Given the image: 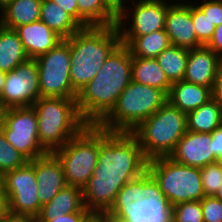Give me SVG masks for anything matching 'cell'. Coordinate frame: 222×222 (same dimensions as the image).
<instances>
[{
  "mask_svg": "<svg viewBox=\"0 0 222 222\" xmlns=\"http://www.w3.org/2000/svg\"><path fill=\"white\" fill-rule=\"evenodd\" d=\"M3 26L4 25H3L2 18H1V15H0V30L2 29Z\"/></svg>",
  "mask_w": 222,
  "mask_h": 222,
  "instance_id": "cell-51",
  "label": "cell"
},
{
  "mask_svg": "<svg viewBox=\"0 0 222 222\" xmlns=\"http://www.w3.org/2000/svg\"><path fill=\"white\" fill-rule=\"evenodd\" d=\"M29 59H37L54 48L63 39L41 20L14 29Z\"/></svg>",
  "mask_w": 222,
  "mask_h": 222,
  "instance_id": "cell-18",
  "label": "cell"
},
{
  "mask_svg": "<svg viewBox=\"0 0 222 222\" xmlns=\"http://www.w3.org/2000/svg\"><path fill=\"white\" fill-rule=\"evenodd\" d=\"M132 81L163 90L167 95L172 85L156 58L132 57Z\"/></svg>",
  "mask_w": 222,
  "mask_h": 222,
  "instance_id": "cell-23",
  "label": "cell"
},
{
  "mask_svg": "<svg viewBox=\"0 0 222 222\" xmlns=\"http://www.w3.org/2000/svg\"><path fill=\"white\" fill-rule=\"evenodd\" d=\"M222 125V107L214 99L187 114V130L199 133H212Z\"/></svg>",
  "mask_w": 222,
  "mask_h": 222,
  "instance_id": "cell-29",
  "label": "cell"
},
{
  "mask_svg": "<svg viewBox=\"0 0 222 222\" xmlns=\"http://www.w3.org/2000/svg\"><path fill=\"white\" fill-rule=\"evenodd\" d=\"M0 222H37V218L30 215L14 214L7 212Z\"/></svg>",
  "mask_w": 222,
  "mask_h": 222,
  "instance_id": "cell-42",
  "label": "cell"
},
{
  "mask_svg": "<svg viewBox=\"0 0 222 222\" xmlns=\"http://www.w3.org/2000/svg\"><path fill=\"white\" fill-rule=\"evenodd\" d=\"M41 97L38 65L28 59L6 73L2 101L6 108L30 107Z\"/></svg>",
  "mask_w": 222,
  "mask_h": 222,
  "instance_id": "cell-13",
  "label": "cell"
},
{
  "mask_svg": "<svg viewBox=\"0 0 222 222\" xmlns=\"http://www.w3.org/2000/svg\"><path fill=\"white\" fill-rule=\"evenodd\" d=\"M190 13L197 40L205 46L212 38L216 27L209 19L208 15H205L194 2L192 3V1H190Z\"/></svg>",
  "mask_w": 222,
  "mask_h": 222,
  "instance_id": "cell-32",
  "label": "cell"
},
{
  "mask_svg": "<svg viewBox=\"0 0 222 222\" xmlns=\"http://www.w3.org/2000/svg\"><path fill=\"white\" fill-rule=\"evenodd\" d=\"M105 2L118 14L129 0H105Z\"/></svg>",
  "mask_w": 222,
  "mask_h": 222,
  "instance_id": "cell-43",
  "label": "cell"
},
{
  "mask_svg": "<svg viewBox=\"0 0 222 222\" xmlns=\"http://www.w3.org/2000/svg\"><path fill=\"white\" fill-rule=\"evenodd\" d=\"M166 102L163 90L131 81L98 126L109 132L130 133Z\"/></svg>",
  "mask_w": 222,
  "mask_h": 222,
  "instance_id": "cell-6",
  "label": "cell"
},
{
  "mask_svg": "<svg viewBox=\"0 0 222 222\" xmlns=\"http://www.w3.org/2000/svg\"><path fill=\"white\" fill-rule=\"evenodd\" d=\"M38 137L47 153H54L88 124L82 119L76 98L40 97L33 105Z\"/></svg>",
  "mask_w": 222,
  "mask_h": 222,
  "instance_id": "cell-4",
  "label": "cell"
},
{
  "mask_svg": "<svg viewBox=\"0 0 222 222\" xmlns=\"http://www.w3.org/2000/svg\"><path fill=\"white\" fill-rule=\"evenodd\" d=\"M187 132V114L168 101L130 132L147 160L169 157Z\"/></svg>",
  "mask_w": 222,
  "mask_h": 222,
  "instance_id": "cell-5",
  "label": "cell"
},
{
  "mask_svg": "<svg viewBox=\"0 0 222 222\" xmlns=\"http://www.w3.org/2000/svg\"><path fill=\"white\" fill-rule=\"evenodd\" d=\"M0 130L6 140L29 161L47 154L39 142L37 115L33 106L7 108Z\"/></svg>",
  "mask_w": 222,
  "mask_h": 222,
  "instance_id": "cell-10",
  "label": "cell"
},
{
  "mask_svg": "<svg viewBox=\"0 0 222 222\" xmlns=\"http://www.w3.org/2000/svg\"><path fill=\"white\" fill-rule=\"evenodd\" d=\"M147 171L153 179V191L171 207L205 196L200 168L176 163L170 157H157L147 161Z\"/></svg>",
  "mask_w": 222,
  "mask_h": 222,
  "instance_id": "cell-7",
  "label": "cell"
},
{
  "mask_svg": "<svg viewBox=\"0 0 222 222\" xmlns=\"http://www.w3.org/2000/svg\"><path fill=\"white\" fill-rule=\"evenodd\" d=\"M222 57L206 46L189 49L184 81L210 87L215 85Z\"/></svg>",
  "mask_w": 222,
  "mask_h": 222,
  "instance_id": "cell-17",
  "label": "cell"
},
{
  "mask_svg": "<svg viewBox=\"0 0 222 222\" xmlns=\"http://www.w3.org/2000/svg\"><path fill=\"white\" fill-rule=\"evenodd\" d=\"M34 165L41 205L48 203L67 184L61 161L54 153L30 160Z\"/></svg>",
  "mask_w": 222,
  "mask_h": 222,
  "instance_id": "cell-16",
  "label": "cell"
},
{
  "mask_svg": "<svg viewBox=\"0 0 222 222\" xmlns=\"http://www.w3.org/2000/svg\"><path fill=\"white\" fill-rule=\"evenodd\" d=\"M7 212H8L7 198L4 195L3 190L0 189V220L4 218Z\"/></svg>",
  "mask_w": 222,
  "mask_h": 222,
  "instance_id": "cell-44",
  "label": "cell"
},
{
  "mask_svg": "<svg viewBox=\"0 0 222 222\" xmlns=\"http://www.w3.org/2000/svg\"><path fill=\"white\" fill-rule=\"evenodd\" d=\"M192 2H194L205 15H208L215 27L222 24V0H195Z\"/></svg>",
  "mask_w": 222,
  "mask_h": 222,
  "instance_id": "cell-36",
  "label": "cell"
},
{
  "mask_svg": "<svg viewBox=\"0 0 222 222\" xmlns=\"http://www.w3.org/2000/svg\"><path fill=\"white\" fill-rule=\"evenodd\" d=\"M189 49L170 45L157 57L160 67L171 83L182 81L185 76Z\"/></svg>",
  "mask_w": 222,
  "mask_h": 222,
  "instance_id": "cell-30",
  "label": "cell"
},
{
  "mask_svg": "<svg viewBox=\"0 0 222 222\" xmlns=\"http://www.w3.org/2000/svg\"><path fill=\"white\" fill-rule=\"evenodd\" d=\"M169 157L176 163L196 168L217 162L212 147L211 133L187 130Z\"/></svg>",
  "mask_w": 222,
  "mask_h": 222,
  "instance_id": "cell-14",
  "label": "cell"
},
{
  "mask_svg": "<svg viewBox=\"0 0 222 222\" xmlns=\"http://www.w3.org/2000/svg\"><path fill=\"white\" fill-rule=\"evenodd\" d=\"M28 59L17 32L3 26L0 30V71L8 73Z\"/></svg>",
  "mask_w": 222,
  "mask_h": 222,
  "instance_id": "cell-27",
  "label": "cell"
},
{
  "mask_svg": "<svg viewBox=\"0 0 222 222\" xmlns=\"http://www.w3.org/2000/svg\"><path fill=\"white\" fill-rule=\"evenodd\" d=\"M54 154L63 165L66 184L83 189L97 165L99 126L87 125Z\"/></svg>",
  "mask_w": 222,
  "mask_h": 222,
  "instance_id": "cell-8",
  "label": "cell"
},
{
  "mask_svg": "<svg viewBox=\"0 0 222 222\" xmlns=\"http://www.w3.org/2000/svg\"><path fill=\"white\" fill-rule=\"evenodd\" d=\"M204 222H222V201L214 196H204L201 199Z\"/></svg>",
  "mask_w": 222,
  "mask_h": 222,
  "instance_id": "cell-35",
  "label": "cell"
},
{
  "mask_svg": "<svg viewBox=\"0 0 222 222\" xmlns=\"http://www.w3.org/2000/svg\"><path fill=\"white\" fill-rule=\"evenodd\" d=\"M205 46L222 57V24L215 28L212 38Z\"/></svg>",
  "mask_w": 222,
  "mask_h": 222,
  "instance_id": "cell-38",
  "label": "cell"
},
{
  "mask_svg": "<svg viewBox=\"0 0 222 222\" xmlns=\"http://www.w3.org/2000/svg\"><path fill=\"white\" fill-rule=\"evenodd\" d=\"M171 222H204L201 200L182 202L172 206Z\"/></svg>",
  "mask_w": 222,
  "mask_h": 222,
  "instance_id": "cell-33",
  "label": "cell"
},
{
  "mask_svg": "<svg viewBox=\"0 0 222 222\" xmlns=\"http://www.w3.org/2000/svg\"><path fill=\"white\" fill-rule=\"evenodd\" d=\"M61 7L78 23V5L77 0H51Z\"/></svg>",
  "mask_w": 222,
  "mask_h": 222,
  "instance_id": "cell-40",
  "label": "cell"
},
{
  "mask_svg": "<svg viewBox=\"0 0 222 222\" xmlns=\"http://www.w3.org/2000/svg\"><path fill=\"white\" fill-rule=\"evenodd\" d=\"M102 215L109 221V222H130L126 217H119L116 214L110 213L106 211L102 213Z\"/></svg>",
  "mask_w": 222,
  "mask_h": 222,
  "instance_id": "cell-45",
  "label": "cell"
},
{
  "mask_svg": "<svg viewBox=\"0 0 222 222\" xmlns=\"http://www.w3.org/2000/svg\"><path fill=\"white\" fill-rule=\"evenodd\" d=\"M190 0H175L170 3L165 17L164 30L171 45L187 49L203 46L196 37L195 27L190 13Z\"/></svg>",
  "mask_w": 222,
  "mask_h": 222,
  "instance_id": "cell-15",
  "label": "cell"
},
{
  "mask_svg": "<svg viewBox=\"0 0 222 222\" xmlns=\"http://www.w3.org/2000/svg\"><path fill=\"white\" fill-rule=\"evenodd\" d=\"M77 5L78 24L82 28L117 25L118 14L105 0H77Z\"/></svg>",
  "mask_w": 222,
  "mask_h": 222,
  "instance_id": "cell-25",
  "label": "cell"
},
{
  "mask_svg": "<svg viewBox=\"0 0 222 222\" xmlns=\"http://www.w3.org/2000/svg\"><path fill=\"white\" fill-rule=\"evenodd\" d=\"M132 81V55L120 43L107 57L98 74L77 94L76 102L82 119L98 125L115 107L123 90Z\"/></svg>",
  "mask_w": 222,
  "mask_h": 222,
  "instance_id": "cell-2",
  "label": "cell"
},
{
  "mask_svg": "<svg viewBox=\"0 0 222 222\" xmlns=\"http://www.w3.org/2000/svg\"><path fill=\"white\" fill-rule=\"evenodd\" d=\"M35 60L41 97H77L70 82V44L67 39Z\"/></svg>",
  "mask_w": 222,
  "mask_h": 222,
  "instance_id": "cell-9",
  "label": "cell"
},
{
  "mask_svg": "<svg viewBox=\"0 0 222 222\" xmlns=\"http://www.w3.org/2000/svg\"><path fill=\"white\" fill-rule=\"evenodd\" d=\"M13 0H0V12L4 10Z\"/></svg>",
  "mask_w": 222,
  "mask_h": 222,
  "instance_id": "cell-49",
  "label": "cell"
},
{
  "mask_svg": "<svg viewBox=\"0 0 222 222\" xmlns=\"http://www.w3.org/2000/svg\"><path fill=\"white\" fill-rule=\"evenodd\" d=\"M212 147L217 162H222V125L217 127L212 133Z\"/></svg>",
  "mask_w": 222,
  "mask_h": 222,
  "instance_id": "cell-39",
  "label": "cell"
},
{
  "mask_svg": "<svg viewBox=\"0 0 222 222\" xmlns=\"http://www.w3.org/2000/svg\"><path fill=\"white\" fill-rule=\"evenodd\" d=\"M40 20L62 39H68L82 27L51 0H42Z\"/></svg>",
  "mask_w": 222,
  "mask_h": 222,
  "instance_id": "cell-26",
  "label": "cell"
},
{
  "mask_svg": "<svg viewBox=\"0 0 222 222\" xmlns=\"http://www.w3.org/2000/svg\"><path fill=\"white\" fill-rule=\"evenodd\" d=\"M213 98L212 89L184 80L172 83L167 101L188 114Z\"/></svg>",
  "mask_w": 222,
  "mask_h": 222,
  "instance_id": "cell-20",
  "label": "cell"
},
{
  "mask_svg": "<svg viewBox=\"0 0 222 222\" xmlns=\"http://www.w3.org/2000/svg\"><path fill=\"white\" fill-rule=\"evenodd\" d=\"M67 40L70 44V82L78 94L121 43V36L117 25L90 26L81 28Z\"/></svg>",
  "mask_w": 222,
  "mask_h": 222,
  "instance_id": "cell-3",
  "label": "cell"
},
{
  "mask_svg": "<svg viewBox=\"0 0 222 222\" xmlns=\"http://www.w3.org/2000/svg\"><path fill=\"white\" fill-rule=\"evenodd\" d=\"M92 214L90 212H73L63 216H54L52 220L46 222H88Z\"/></svg>",
  "mask_w": 222,
  "mask_h": 222,
  "instance_id": "cell-37",
  "label": "cell"
},
{
  "mask_svg": "<svg viewBox=\"0 0 222 222\" xmlns=\"http://www.w3.org/2000/svg\"><path fill=\"white\" fill-rule=\"evenodd\" d=\"M5 77H6V73L0 71V97L2 95V90L5 84Z\"/></svg>",
  "mask_w": 222,
  "mask_h": 222,
  "instance_id": "cell-48",
  "label": "cell"
},
{
  "mask_svg": "<svg viewBox=\"0 0 222 222\" xmlns=\"http://www.w3.org/2000/svg\"><path fill=\"white\" fill-rule=\"evenodd\" d=\"M29 160L17 151L0 130V178L7 172L24 166Z\"/></svg>",
  "mask_w": 222,
  "mask_h": 222,
  "instance_id": "cell-31",
  "label": "cell"
},
{
  "mask_svg": "<svg viewBox=\"0 0 222 222\" xmlns=\"http://www.w3.org/2000/svg\"><path fill=\"white\" fill-rule=\"evenodd\" d=\"M121 43L129 47L132 57L140 58H156L171 45L165 30L144 36H121Z\"/></svg>",
  "mask_w": 222,
  "mask_h": 222,
  "instance_id": "cell-24",
  "label": "cell"
},
{
  "mask_svg": "<svg viewBox=\"0 0 222 222\" xmlns=\"http://www.w3.org/2000/svg\"><path fill=\"white\" fill-rule=\"evenodd\" d=\"M41 5L42 0H13L0 12L4 27L15 29L40 20Z\"/></svg>",
  "mask_w": 222,
  "mask_h": 222,
  "instance_id": "cell-28",
  "label": "cell"
},
{
  "mask_svg": "<svg viewBox=\"0 0 222 222\" xmlns=\"http://www.w3.org/2000/svg\"><path fill=\"white\" fill-rule=\"evenodd\" d=\"M153 192V179L148 171L140 177L125 184L118 192L116 200L109 212L126 217L133 208V204L144 200Z\"/></svg>",
  "mask_w": 222,
  "mask_h": 222,
  "instance_id": "cell-21",
  "label": "cell"
},
{
  "mask_svg": "<svg viewBox=\"0 0 222 222\" xmlns=\"http://www.w3.org/2000/svg\"><path fill=\"white\" fill-rule=\"evenodd\" d=\"M200 173L205 196H214L222 183V162L207 164Z\"/></svg>",
  "mask_w": 222,
  "mask_h": 222,
  "instance_id": "cell-34",
  "label": "cell"
},
{
  "mask_svg": "<svg viewBox=\"0 0 222 222\" xmlns=\"http://www.w3.org/2000/svg\"><path fill=\"white\" fill-rule=\"evenodd\" d=\"M213 98L221 105L222 107V62L219 66L218 73L215 79V85L212 90Z\"/></svg>",
  "mask_w": 222,
  "mask_h": 222,
  "instance_id": "cell-41",
  "label": "cell"
},
{
  "mask_svg": "<svg viewBox=\"0 0 222 222\" xmlns=\"http://www.w3.org/2000/svg\"><path fill=\"white\" fill-rule=\"evenodd\" d=\"M73 212H89L84 206L83 193L80 187L66 185L50 202L41 206L37 222L52 220Z\"/></svg>",
  "mask_w": 222,
  "mask_h": 222,
  "instance_id": "cell-19",
  "label": "cell"
},
{
  "mask_svg": "<svg viewBox=\"0 0 222 222\" xmlns=\"http://www.w3.org/2000/svg\"><path fill=\"white\" fill-rule=\"evenodd\" d=\"M126 218L130 222H171V206L153 191L144 200L134 203Z\"/></svg>",
  "mask_w": 222,
  "mask_h": 222,
  "instance_id": "cell-22",
  "label": "cell"
},
{
  "mask_svg": "<svg viewBox=\"0 0 222 222\" xmlns=\"http://www.w3.org/2000/svg\"><path fill=\"white\" fill-rule=\"evenodd\" d=\"M92 222H109L102 214H92Z\"/></svg>",
  "mask_w": 222,
  "mask_h": 222,
  "instance_id": "cell-47",
  "label": "cell"
},
{
  "mask_svg": "<svg viewBox=\"0 0 222 222\" xmlns=\"http://www.w3.org/2000/svg\"><path fill=\"white\" fill-rule=\"evenodd\" d=\"M171 2L173 0H129L118 13L120 36H144L164 30Z\"/></svg>",
  "mask_w": 222,
  "mask_h": 222,
  "instance_id": "cell-12",
  "label": "cell"
},
{
  "mask_svg": "<svg viewBox=\"0 0 222 222\" xmlns=\"http://www.w3.org/2000/svg\"><path fill=\"white\" fill-rule=\"evenodd\" d=\"M6 107L3 104L2 98L0 97V127L3 125L4 123V116H5V112H6Z\"/></svg>",
  "mask_w": 222,
  "mask_h": 222,
  "instance_id": "cell-46",
  "label": "cell"
},
{
  "mask_svg": "<svg viewBox=\"0 0 222 222\" xmlns=\"http://www.w3.org/2000/svg\"><path fill=\"white\" fill-rule=\"evenodd\" d=\"M147 161L131 133L109 132L99 127L97 165L82 189L87 210L91 214L109 211L122 187L147 171Z\"/></svg>",
  "mask_w": 222,
  "mask_h": 222,
  "instance_id": "cell-1",
  "label": "cell"
},
{
  "mask_svg": "<svg viewBox=\"0 0 222 222\" xmlns=\"http://www.w3.org/2000/svg\"><path fill=\"white\" fill-rule=\"evenodd\" d=\"M7 198L8 212L37 217L41 210L38 184L34 165L28 161L24 166L7 172L0 178Z\"/></svg>",
  "mask_w": 222,
  "mask_h": 222,
  "instance_id": "cell-11",
  "label": "cell"
},
{
  "mask_svg": "<svg viewBox=\"0 0 222 222\" xmlns=\"http://www.w3.org/2000/svg\"><path fill=\"white\" fill-rule=\"evenodd\" d=\"M214 197L222 201V183H221L218 191L215 193Z\"/></svg>",
  "mask_w": 222,
  "mask_h": 222,
  "instance_id": "cell-50",
  "label": "cell"
}]
</instances>
